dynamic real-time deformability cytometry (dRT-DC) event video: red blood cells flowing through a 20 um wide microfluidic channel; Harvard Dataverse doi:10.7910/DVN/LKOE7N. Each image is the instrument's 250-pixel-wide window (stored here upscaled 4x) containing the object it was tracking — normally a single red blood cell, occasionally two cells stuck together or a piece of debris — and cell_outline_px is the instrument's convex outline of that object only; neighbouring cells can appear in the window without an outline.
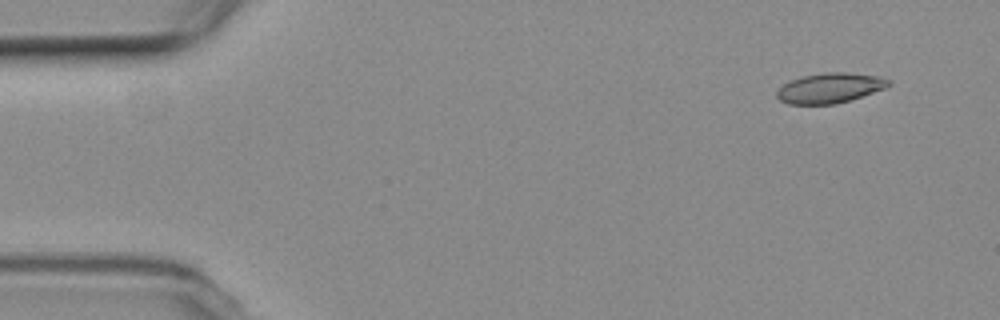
{"species": "common noctule bat (a hibernating species)", "species_latin": "Nyctalus noctula", "temperature_condition": "room temperature", "stored_images_in_passage": 4, "camera_frame_rate_fps": 3000, "um_per_image_px": 0.085, "animal": {"sex": "female", "body_mass_g": 19.3, "forearm_length_mm": 54.1}, "frame": {"image": 1, "passage_image": 1, "time_ms": 0.0, "image_size_px": [1000, 320], "cell_outline_px": [[892, 84], [884, 88], [836, 104], [788, 104], [780, 100], [776, 96], [776, 92], [784, 84], [800, 76], [824, 72], [848, 72], [880, 76], [892, 80]], "centroid_in_image_um": [70.54, 7.46], "position_along_channel_um": 14.5, "area_um2": 19.54}}
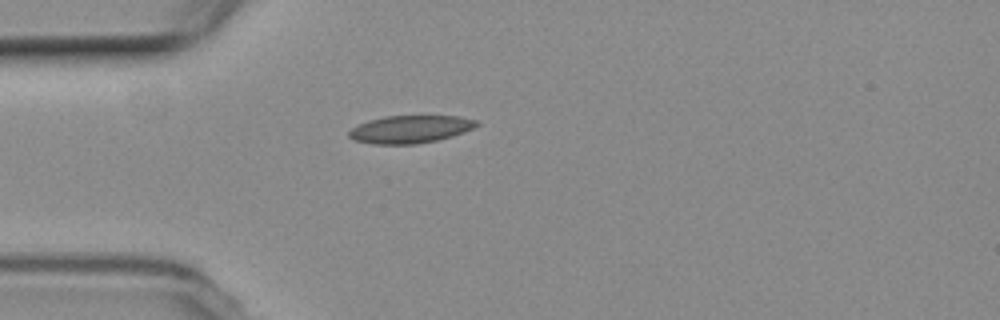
{"frame": {"image": 2, "passage_image": 4, "time_ms": 3.667, "image_size_px": [1000, 320], "cell_outline_px": [[480, 124], [464, 132], [452, 136], [436, 140], [416, 144], [376, 144], [356, 140], [348, 136], [348, 132], [356, 124], [368, 120], [384, 116], [456, 116], [476, 120]], "centroid_in_image_um": [34.84, 10.98], "position_along_channel_um": 50.2, "area_um2": 20.46}}